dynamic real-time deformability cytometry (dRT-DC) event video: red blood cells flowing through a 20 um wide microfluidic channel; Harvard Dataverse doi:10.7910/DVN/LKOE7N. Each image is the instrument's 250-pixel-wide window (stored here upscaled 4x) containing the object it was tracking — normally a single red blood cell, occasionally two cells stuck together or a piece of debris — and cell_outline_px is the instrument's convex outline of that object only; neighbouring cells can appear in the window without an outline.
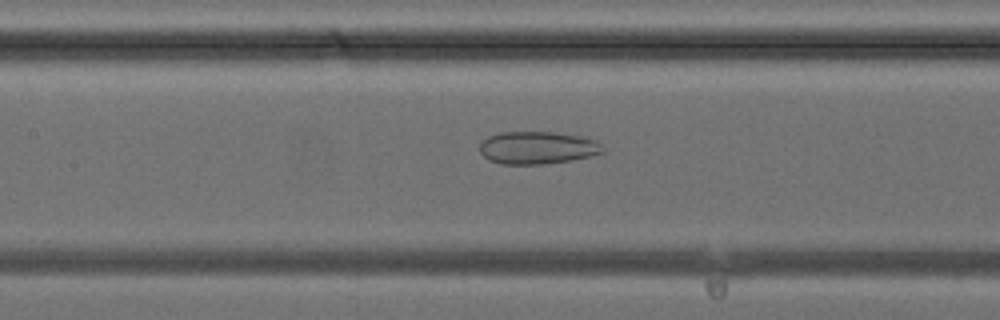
{"species": "common noctule bat (a hibernating species)", "species_latin": "Nyctalus noctula", "temperature_condition": "cold", "stored_images_in_passage": 41, "camera_frame_rate_fps": 3000, "um_per_image_px": 0.085, "animal": {"sex": "female", "body_mass_g": 24.6, "forearm_length_mm": 56.2}, "frame": {"image": 1, "passage_image": 18, "time_ms": 5.667, "image_size_px": [1000, 320], "cell_outline_px": [[604, 152], [592, 156], [572, 160], [544, 164], [500, 164], [488, 160], [480, 152], [480, 144], [488, 136], [500, 132], [556, 132], [584, 136], [596, 140], [604, 148]], "centroid_in_image_um": [45.71, 12.55], "position_along_channel_um": 161.7, "area_um2": 23.64}}